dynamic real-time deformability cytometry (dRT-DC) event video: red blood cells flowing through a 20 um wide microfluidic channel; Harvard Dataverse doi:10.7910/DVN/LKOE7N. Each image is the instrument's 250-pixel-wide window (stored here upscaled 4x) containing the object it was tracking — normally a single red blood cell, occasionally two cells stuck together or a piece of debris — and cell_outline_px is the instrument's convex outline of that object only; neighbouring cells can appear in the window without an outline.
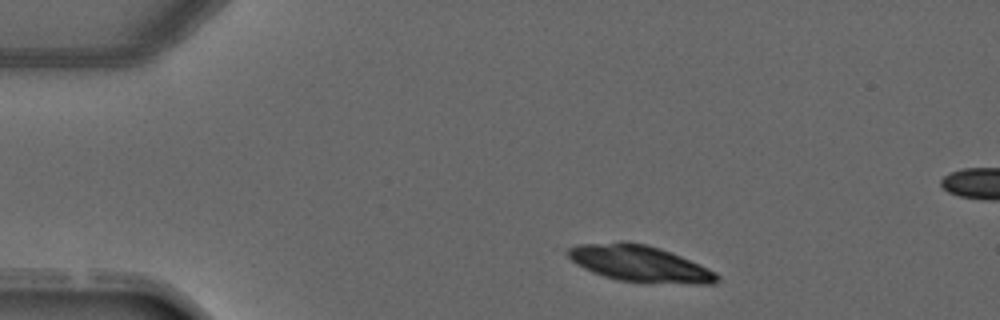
{"species": "common noctule bat (a hibernating species)", "species_latin": "Nyctalus noctula", "temperature_condition": "warm", "stored_images_in_passage": 2, "segment_of_instrument_passage": [1, 2], "camera_frame_rate_fps": 3000, "um_per_image_px": 0.085, "animal": {"sex": "male", "forearm_length_mm": 52.5}, "frame": {"image": 1, "passage_image": 1, "time_ms": 0.0, "image_size_px": [1000, 320], "cell_outline_px": [[720, 280], [716, 284], [692, 284], [620, 280], [604, 276], [592, 272], [576, 264], [568, 256], [568, 248], [580, 244], [620, 240], [628, 240], [660, 248], [680, 256], [708, 268], [716, 272], [720, 276]], "centroid_in_image_um": [54.38, 22.38], "position_along_channel_um": 30.6, "area_um2": 31.5}}